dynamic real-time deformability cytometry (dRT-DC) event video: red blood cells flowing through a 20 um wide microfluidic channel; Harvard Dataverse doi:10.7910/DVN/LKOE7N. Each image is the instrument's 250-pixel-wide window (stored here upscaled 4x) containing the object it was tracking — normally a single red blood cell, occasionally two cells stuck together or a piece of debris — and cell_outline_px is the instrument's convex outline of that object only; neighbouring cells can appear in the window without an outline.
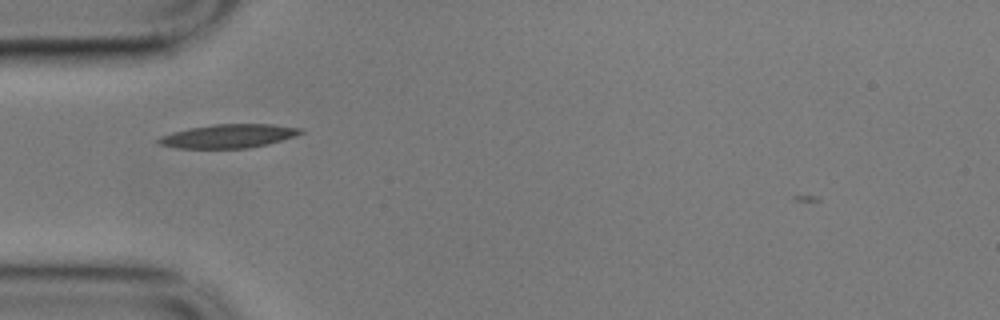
{"species": "common noctule bat (a hibernating species)", "species_latin": "Nyctalus noctula", "temperature_condition": "cold", "stored_images_in_passage": 26, "camera_frame_rate_fps": 3000, "um_per_image_px": 0.085, "animal": {"sex": "male", "body_mass_g": 17.9}, "frame": {"image": 1, "passage_image": 1, "time_ms": 0.0, "image_size_px": [1000, 320], "cell_outline_px": [[304, 132], [268, 144], [248, 148], [180, 148], [160, 144], [156, 140], [160, 136], [172, 132], [188, 128], [212, 124], [272, 124], [304, 128]], "centroid_in_image_um": [19.42, 11.55], "position_along_channel_um": 65.6, "area_um2": 19.54}}
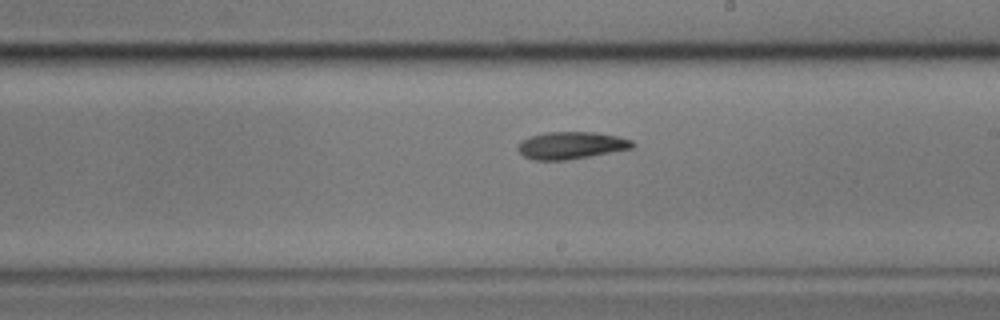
{"frame": {"image": 2, "passage_image": 16, "time_ms": 5.0, "image_size_px": [1000, 320], "cell_outline_px": [[636, 144], [632, 148], [588, 156], [564, 160], [532, 160], [524, 156], [516, 148], [524, 140], [532, 136], [544, 132], [596, 132], [620, 136], [632, 140]], "centroid_in_image_um": [48.58, 12.35], "position_along_channel_um": 240.4, "area_um2": 18.03}}
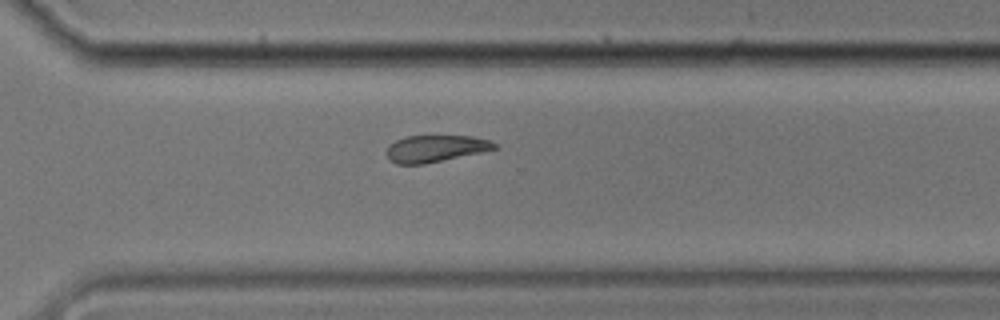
{"frame": {"image": 3, "passage_image": 24, "time_ms": 7.667, "image_size_px": [1000, 320], "cell_outline_px": [[496, 148], [480, 152], [424, 164], [396, 164], [388, 160], [384, 152], [396, 140], [408, 136], [472, 136], [488, 140], [496, 144]], "centroid_in_image_um": [36.95, 12.63], "position_along_channel_um": 333.7, "area_um2": 16.65}}